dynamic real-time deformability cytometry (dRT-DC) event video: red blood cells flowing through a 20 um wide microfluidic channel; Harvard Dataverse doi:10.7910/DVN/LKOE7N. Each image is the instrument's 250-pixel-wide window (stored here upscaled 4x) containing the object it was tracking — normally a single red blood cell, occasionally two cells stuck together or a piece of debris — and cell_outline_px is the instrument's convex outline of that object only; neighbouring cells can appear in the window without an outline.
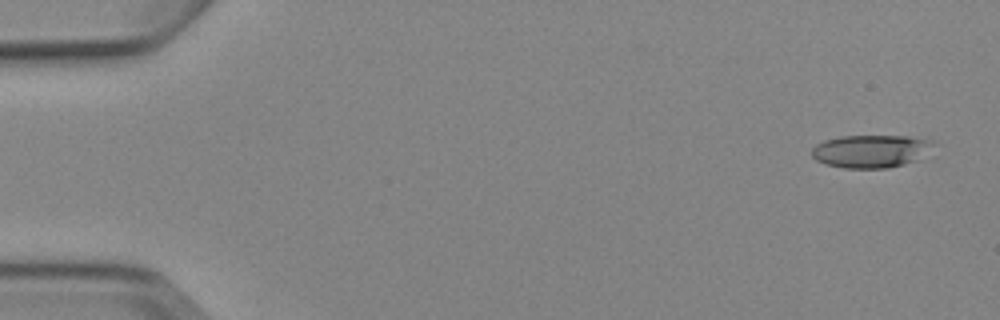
{"species": "Egyptian fruit bat (a non-hibernating species)", "species_latin": "Rousettus aegyptiacus", "temperature_condition": "cold", "stored_images_in_passage": 6, "segment_of_instrument_passage": [1, 2], "camera_frame_rate_fps": 3000, "um_per_image_px": 0.085, "animal": {"sex": "female"}, "frame": {"image": 1, "passage_image": 1, "time_ms": 0.0, "image_size_px": [1000, 320], "cell_outline_px": [[932, 144], [912, 160], [904, 164], [888, 168], [844, 168], [824, 164], [816, 160], [812, 156], [812, 148], [816, 144], [824, 140], [844, 136], [908, 136], [932, 140]], "centroid_in_image_um": [73.89, 12.85], "position_along_channel_um": 11.1, "area_um2": 22.66}}
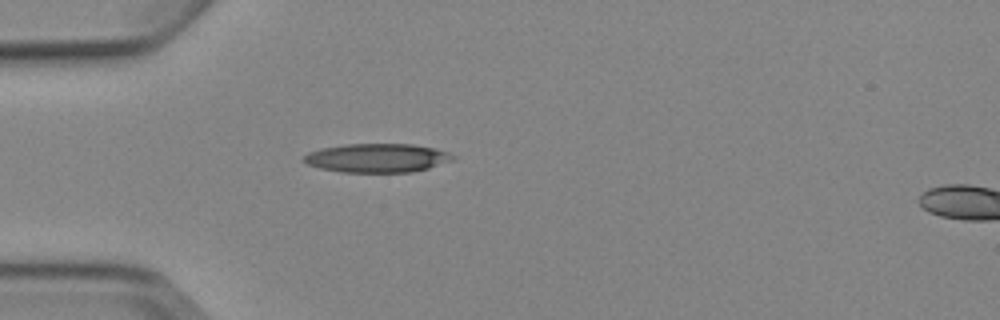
{"frame": {"image": 2, "passage_image": 5, "time_ms": 4.333, "image_size_px": [1000, 320], "cell_outline_px": [[456, 156], [452, 160], [428, 168], [412, 172], [344, 172], [320, 168], [308, 164], [304, 160], [304, 156], [308, 152], [320, 148], [348, 144], [412, 144], [432, 148], [448, 152]], "centroid_in_image_um": [32.05, 13.42], "position_along_channel_um": 52.9, "area_um2": 24.8}}